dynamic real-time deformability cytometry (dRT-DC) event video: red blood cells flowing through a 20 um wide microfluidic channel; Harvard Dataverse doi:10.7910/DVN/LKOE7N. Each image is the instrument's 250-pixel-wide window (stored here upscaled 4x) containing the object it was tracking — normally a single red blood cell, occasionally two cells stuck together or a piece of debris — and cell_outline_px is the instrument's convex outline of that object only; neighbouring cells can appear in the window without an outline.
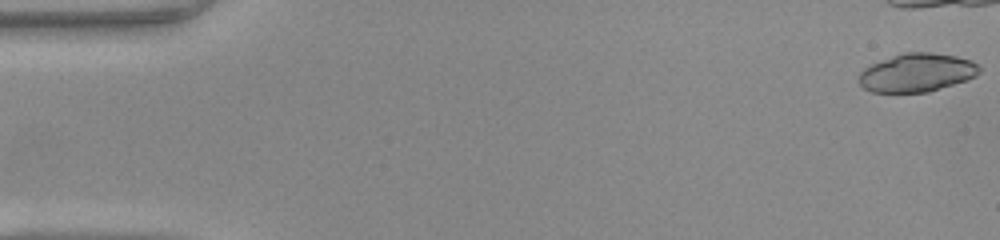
{"species": "common noctule bat (a hibernating species)", "species_latin": "Nyctalus noctula", "temperature_condition": "warm", "stored_images_in_passage": 13, "camera_frame_rate_fps": 3000, "um_per_image_px": 0.085, "animal": {"sex": "female", "body_mass_g": 22.0, "forearm_length_mm": 56.7}, "frame": {"image": 1, "passage_image": 1, "time_ms": 0.0, "image_size_px": [1000, 240], "cell_outline_px": [[980, 72], [976, 76], [928, 92], [872, 92], [864, 88], [860, 84], [860, 72], [864, 68], [872, 64], [892, 56], [904, 52], [928, 52], [956, 56], [972, 60], [980, 68]], "centroid_in_image_um": [77.93, 6.17], "position_along_channel_um": 7.1, "area_um2": 26.65}}